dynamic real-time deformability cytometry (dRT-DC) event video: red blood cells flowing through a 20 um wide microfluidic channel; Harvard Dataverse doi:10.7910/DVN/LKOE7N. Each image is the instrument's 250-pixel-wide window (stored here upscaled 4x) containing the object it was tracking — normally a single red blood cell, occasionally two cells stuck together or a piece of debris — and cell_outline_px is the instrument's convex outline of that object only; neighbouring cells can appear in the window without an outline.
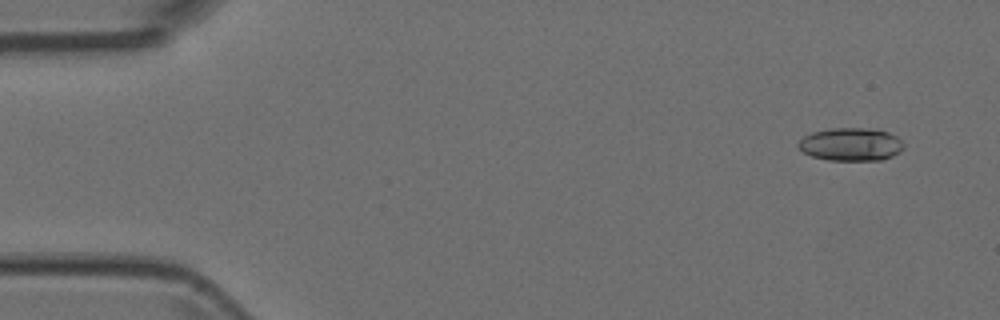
{"species": "Egyptian fruit bat (a non-hibernating species)", "species_latin": "Rousettus aegyptiacus", "temperature_condition": "room temperature", "stored_images_in_passage": 4, "camera_frame_rate_fps": 3000, "um_per_image_px": 0.085, "animal": {"sex": "female"}, "frame": {"image": 1, "passage_image": 1, "time_ms": 0.0, "image_size_px": [1000, 320], "cell_outline_px": [[904, 148], [900, 152], [892, 156], [880, 160], [828, 160], [812, 156], [804, 152], [796, 144], [804, 136], [812, 132], [832, 128], [868, 128], [888, 132], [896, 136], [904, 144]], "centroid_in_image_um": [72.33, 12.27], "position_along_channel_um": 12.7, "area_um2": 20.23}}